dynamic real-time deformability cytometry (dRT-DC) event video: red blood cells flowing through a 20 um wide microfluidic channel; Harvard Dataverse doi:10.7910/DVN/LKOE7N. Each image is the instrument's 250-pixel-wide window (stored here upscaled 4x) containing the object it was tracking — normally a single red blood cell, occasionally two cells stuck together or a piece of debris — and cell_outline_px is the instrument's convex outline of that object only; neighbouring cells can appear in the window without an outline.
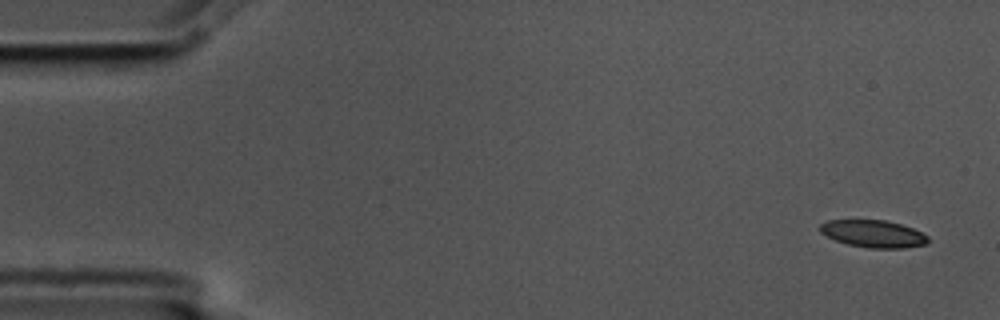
{"species": "common noctule bat (a hibernating species)", "species_latin": "Nyctalus noctula", "temperature_condition": "cold", "stored_images_in_passage": 7, "camera_frame_rate_fps": 3000, "um_per_image_px": 0.085, "animal": {"sex": "male", "body_mass_g": 17.5, "forearm_length_mm": 52.3}, "frame": {"image": 1, "passage_image": 1, "time_ms": 0.0, "image_size_px": [1000, 320], "cell_outline_px": [[928, 240], [924, 244], [904, 248], [868, 248], [848, 244], [836, 240], [820, 232], [820, 224], [828, 220], [884, 220], [900, 224], [912, 228], [928, 236]], "centroid_in_image_um": [74.22, 19.87], "position_along_channel_um": 10.8, "area_um2": 16.94}}
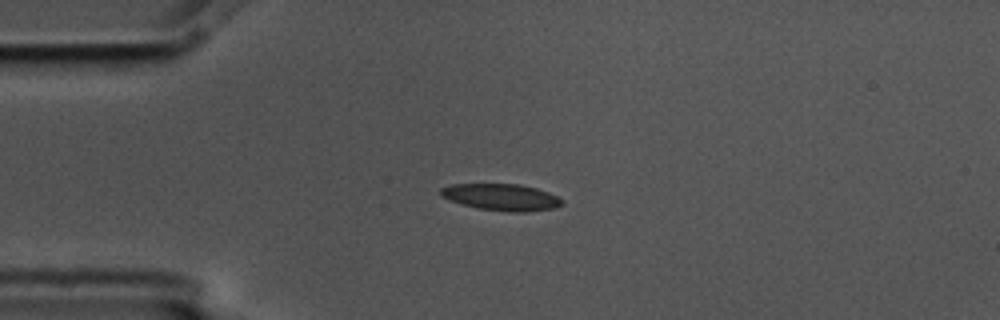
{"frame": {"image": 2, "passage_image": 4, "time_ms": 1.0, "image_size_px": [1000, 320], "cell_outline_px": [[564, 204], [556, 208], [524, 212], [512, 212], [480, 208], [464, 204], [440, 196], [440, 188], [452, 184], [520, 184], [536, 188], [548, 192], [564, 200]], "centroid_in_image_um": [42.67, 16.75], "position_along_channel_um": 42.3, "area_um2": 18.73}}